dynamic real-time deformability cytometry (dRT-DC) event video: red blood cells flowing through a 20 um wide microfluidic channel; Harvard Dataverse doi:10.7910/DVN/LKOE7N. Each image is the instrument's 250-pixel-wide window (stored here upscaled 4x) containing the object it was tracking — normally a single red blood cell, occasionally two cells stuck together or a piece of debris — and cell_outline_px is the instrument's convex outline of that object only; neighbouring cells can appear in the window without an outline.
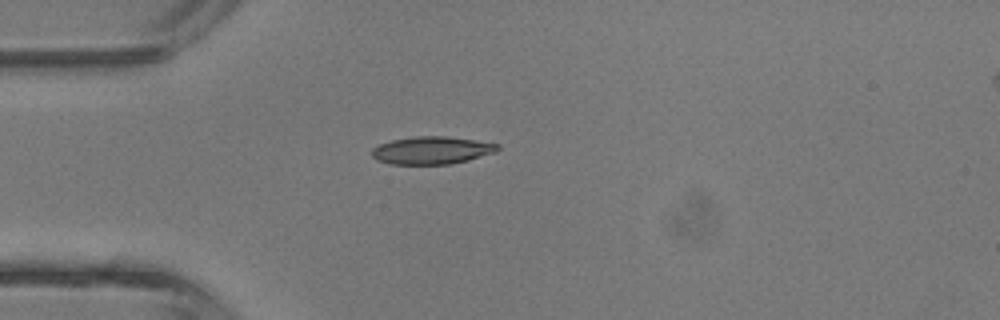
{"species": "common noctule bat (a hibernating species)", "species_latin": "Nyctalus noctula", "temperature_condition": "room temperature", "stored_images_in_passage": 1, "camera_frame_rate_fps": 3000, "um_per_image_px": 0.085, "animal": {"sex": "male", "body_mass_g": 13.3}, "frame": {"image": 1, "passage_image": 1, "time_ms": 0.0, "image_size_px": [1000, 320], "cell_outline_px": [[500, 148], [496, 152], [468, 160], [448, 164], [388, 164], [376, 160], [372, 156], [372, 148], [380, 144], [392, 140], [412, 136], [448, 136], [476, 140], [500, 144]], "centroid_in_image_um": [36.7, 12.77], "position_along_channel_um": 48.3, "area_um2": 20.4}}